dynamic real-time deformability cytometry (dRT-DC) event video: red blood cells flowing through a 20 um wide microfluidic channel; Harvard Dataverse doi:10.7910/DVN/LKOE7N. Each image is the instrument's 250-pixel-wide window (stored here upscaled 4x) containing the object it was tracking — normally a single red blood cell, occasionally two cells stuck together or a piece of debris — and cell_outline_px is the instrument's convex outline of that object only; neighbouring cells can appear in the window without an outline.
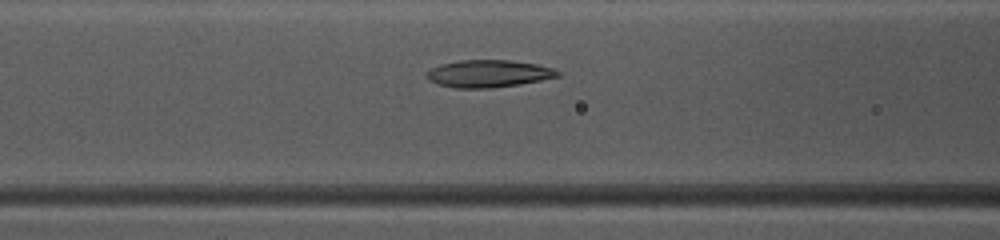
{"species": "common noctule bat (a hibernating species)", "species_latin": "Nyctalus noctula", "temperature_condition": "warm", "stored_images_in_passage": 42, "camera_frame_rate_fps": 3000, "um_per_image_px": 0.085, "animal": {"sex": "female", "body_mass_g": 10.0, "forearm_length_mm": 53.1}, "frame": {"image": 1, "passage_image": 21, "time_ms": 6.667, "image_size_px": [1000, 240], "cell_outline_px": [[560, 76], [520, 84], [492, 88], [456, 88], [440, 84], [424, 76], [432, 68], [440, 64], [460, 60], [512, 60], [536, 64], [552, 68], [560, 72]], "centroid_in_image_um": [41.54, 6.25], "position_along_channel_um": 125.1, "area_um2": 20.69}}
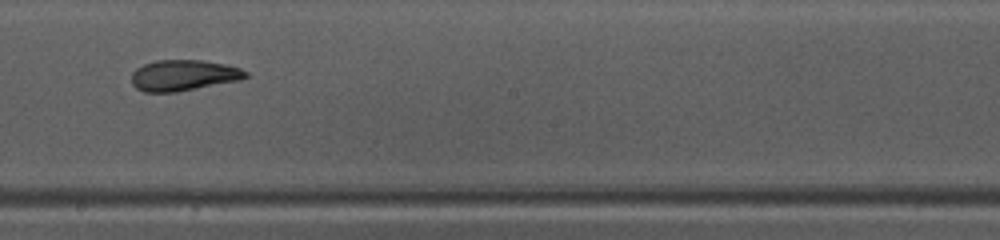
{"frame": {"image": 2, "passage_image": 29, "time_ms": 9.333, "image_size_px": [1000, 240], "cell_outline_px": [[248, 76], [240, 80], [176, 92], [144, 92], [136, 88], [132, 84], [132, 72], [136, 68], [144, 64], [156, 60], [200, 60], [224, 64], [240, 68], [248, 72]], "centroid_in_image_um": [15.58, 6.4], "position_along_channel_um": 232.6, "area_um2": 20.52}}
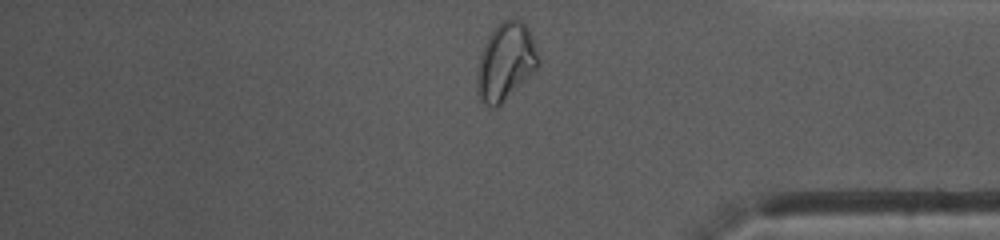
{"frame": {"image": 3, "passage_image": 42, "time_ms": 13.667, "image_size_px": [1000, 240], "cell_outline_px": [[536, 68], [496, 108], [492, 108], [476, 92], [476, 72], [480, 52], [488, 36], [496, 24], [504, 20], [516, 16], [528, 28], [532, 36], [536, 52]], "centroid_in_image_um": [42.92, 5.19], "position_along_channel_um": 392.3, "area_um2": 27.11}, "authors_computed_cell_mechanics": {"area_um2": 21.964, "velocity_mm_per_s": 4.0352, "shape_relaxation_time_tau1_ms": 6.3003, "shape_relaxation_time_tau2_ms": 1.9275, "deformation_change_tau1": 0.2126, "deformation_change_tau2": 0.0791}}